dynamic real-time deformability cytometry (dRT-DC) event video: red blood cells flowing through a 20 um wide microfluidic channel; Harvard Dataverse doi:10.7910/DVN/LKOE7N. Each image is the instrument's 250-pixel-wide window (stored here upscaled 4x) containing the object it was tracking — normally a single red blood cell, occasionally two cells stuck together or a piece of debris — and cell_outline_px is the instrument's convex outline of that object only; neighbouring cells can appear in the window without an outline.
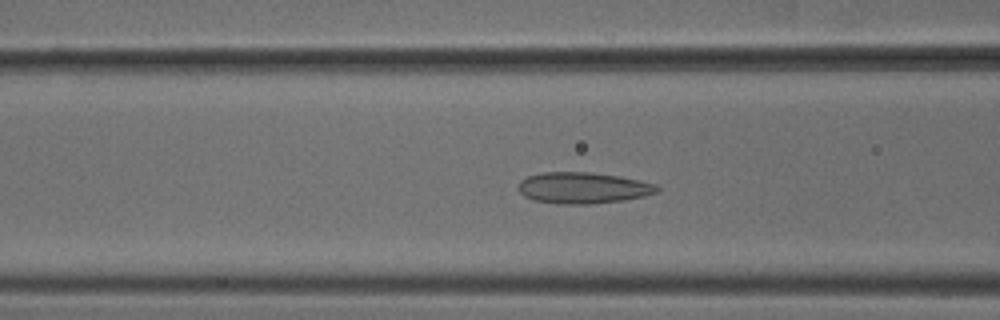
{"species": "common noctule bat (a hibernating species)", "species_latin": "Nyctalus noctula", "temperature_condition": "cold", "stored_images_in_passage": 50, "camera_frame_rate_fps": 3000, "um_per_image_px": 0.085, "animal": {"sex": "male", "body_mass_g": 18.8}, "frame": {"image": 1, "passage_image": 19, "time_ms": 6.0, "image_size_px": [1000, 320], "cell_outline_px": [[660, 192], [644, 196], [624, 200], [592, 204], [560, 204], [532, 200], [524, 196], [516, 188], [520, 180], [528, 176], [540, 172], [592, 172], [620, 176], [640, 180], [656, 184], [660, 188]], "centroid_in_image_um": [49.56, 15.97], "position_along_channel_um": 117.0, "area_um2": 25.66}}
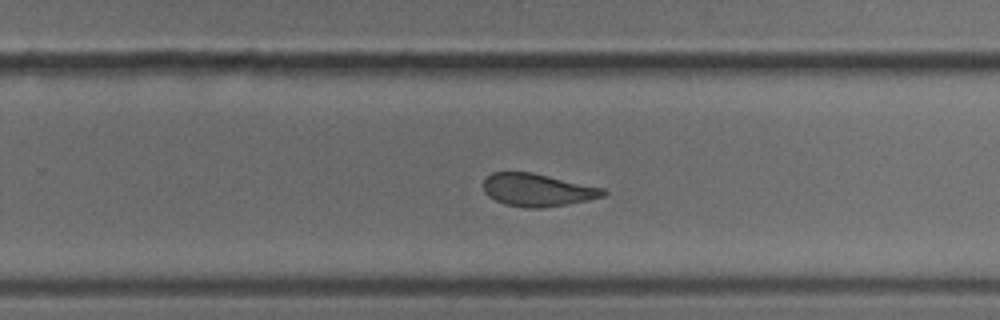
{"frame": {"image": 2, "passage_image": 32, "time_ms": 10.333, "image_size_px": [1000, 320], "cell_outline_px": [[608, 192], [604, 196], [588, 200], [568, 204], [544, 208], [524, 208], [504, 204], [488, 196], [484, 192], [484, 180], [492, 172], [532, 172], [604, 188]], "centroid_in_image_um": [45.69, 16.15], "position_along_channel_um": 284.1, "area_um2": 22.95}}
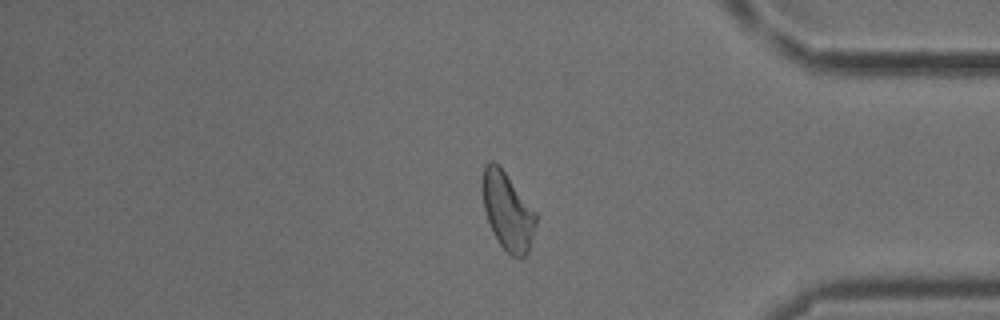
{"frame": {"image": 3, "passage_image": 42, "time_ms": 13.667, "image_size_px": [1000, 320], "cell_outline_px": [[536, 224], [528, 252], [524, 260], [520, 260], [512, 256], [500, 244], [492, 232], [484, 208], [480, 184], [484, 164], [492, 160], [500, 164], [536, 212]], "centroid_in_image_um": [43.12, 17.91], "position_along_channel_um": 392.1, "area_um2": 24.74}, "authors_computed_cell_mechanics": {"area_um2": 24.6517, "velocity_mm_per_s": 3.8566, "shape_relaxation_time_tau1_ms": null, "shape_relaxation_time_tau2_ms": 1.7095, "deformation_change_tau1": null, "deformation_change_tau2": 0.0875}}